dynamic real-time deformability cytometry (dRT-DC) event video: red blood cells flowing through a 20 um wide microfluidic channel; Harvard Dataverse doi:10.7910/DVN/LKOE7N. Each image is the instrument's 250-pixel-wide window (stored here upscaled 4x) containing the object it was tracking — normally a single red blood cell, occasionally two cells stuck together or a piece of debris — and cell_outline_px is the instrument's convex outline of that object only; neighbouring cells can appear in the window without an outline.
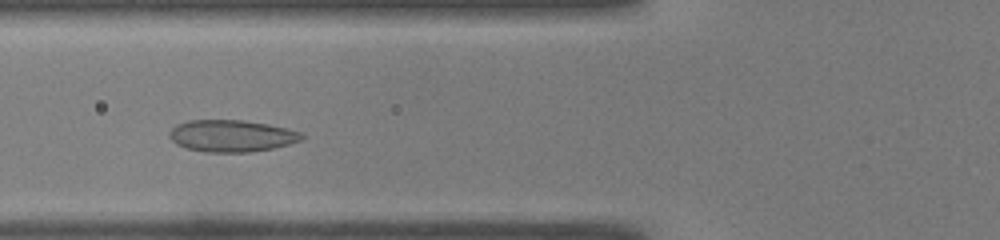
{"species": "common noctule bat (a hibernating species)", "species_latin": "Nyctalus noctula", "temperature_condition": "warm", "stored_images_in_passage": 44, "camera_frame_rate_fps": 3000, "um_per_image_px": 0.085, "animal": {"sex": "male", "body_mass_g": 19.0, "forearm_length_mm": 50.8}, "frame": {"image": 1, "passage_image": 13, "time_ms": 4.0, "image_size_px": [1000, 240], "cell_outline_px": [[304, 136], [300, 140], [288, 144], [272, 148], [252, 152], [208, 152], [188, 148], [176, 144], [168, 136], [168, 132], [176, 124], [188, 120], [240, 120], [268, 124], [288, 128], [300, 132]], "centroid_in_image_um": [19.66, 11.54], "position_along_channel_um": 106.1, "area_um2": 24.51}}
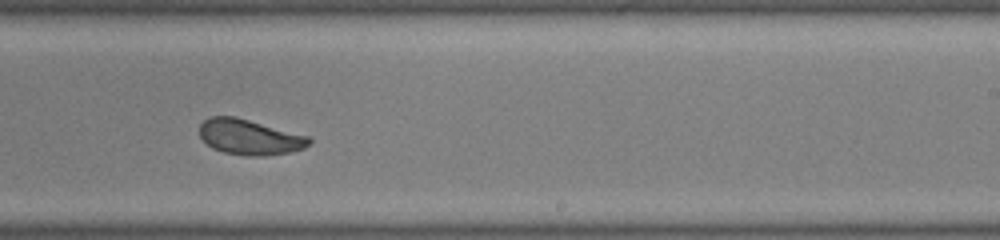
{"frame": {"image": 2, "passage_image": 25, "time_ms": 8.0, "image_size_px": [1000, 240], "cell_outline_px": [[312, 140], [304, 148], [288, 152], [264, 156], [244, 156], [224, 152], [212, 148], [200, 136], [200, 124], [208, 116], [236, 116], [308, 136]], "centroid_in_image_um": [21.19, 11.64], "position_along_channel_um": 267.8, "area_um2": 22.54}}
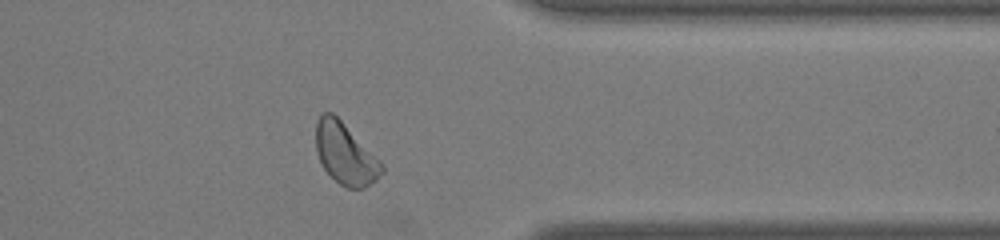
{"frame": {"image": 3, "passage_image": 34, "time_ms": 11.0, "image_size_px": [1000, 240], "cell_outline_px": [[384, 172], [376, 180], [364, 188], [348, 188], [340, 184], [324, 168], [316, 152], [316, 124], [320, 116], [324, 112], [332, 112], [384, 164]], "centroid_in_image_um": [29.36, 13.09], "position_along_channel_um": 382.0, "area_um2": 23.12}, "authors_computed_cell_mechanics": {"area_um2": 23.6691, "velocity_mm_per_s": 4.0566, "shape_relaxation_time_tau1_ms": 6.8842, "shape_relaxation_time_tau2_ms": 1.1482, "deformation_change_tau1": 0.1371, "deformation_change_tau2": 0.0567}}